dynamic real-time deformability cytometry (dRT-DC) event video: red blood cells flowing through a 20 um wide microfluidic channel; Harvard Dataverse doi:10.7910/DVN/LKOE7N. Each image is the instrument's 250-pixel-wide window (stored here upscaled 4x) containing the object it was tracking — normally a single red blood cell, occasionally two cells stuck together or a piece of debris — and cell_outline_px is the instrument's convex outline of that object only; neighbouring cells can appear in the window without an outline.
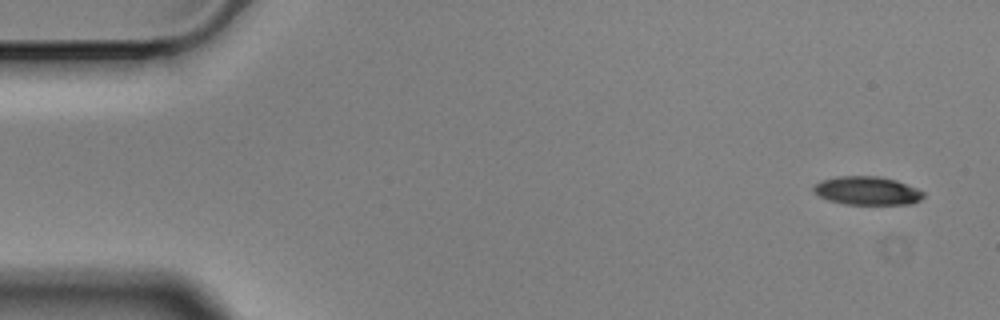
{"species": "Egyptian fruit bat (a non-hibernating species)", "species_latin": "Rousettus aegyptiacus", "temperature_condition": "cold", "stored_images_in_passage": 4, "camera_frame_rate_fps": 3000, "um_per_image_px": 0.085, "animal": {"sex": "male"}, "frame": {"image": 1, "passage_image": 1, "time_ms": 0.0, "image_size_px": [1000, 320], "cell_outline_px": [[924, 196], [920, 200], [912, 204], [844, 204], [828, 200], [812, 192], [812, 188], [820, 180], [836, 176], [880, 176], [896, 180], [916, 188], [924, 192]], "centroid_in_image_um": [73.68, 16.21], "position_along_channel_um": 11.3, "area_um2": 18.32}}
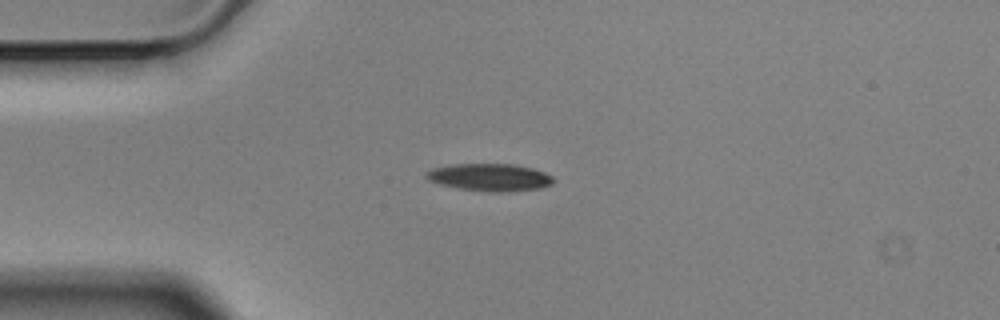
{"frame": {"image": 2, "passage_image": 4, "time_ms": 1.0, "image_size_px": [1000, 320], "cell_outline_px": [[556, 180], [552, 184], [540, 188], [500, 192], [492, 192], [460, 188], [440, 184], [428, 180], [424, 176], [424, 172], [432, 168], [452, 164], [516, 164], [532, 168], [544, 172], [552, 176]], "centroid_in_image_um": [41.62, 15.06], "position_along_channel_um": 43.4, "area_um2": 20.35}}